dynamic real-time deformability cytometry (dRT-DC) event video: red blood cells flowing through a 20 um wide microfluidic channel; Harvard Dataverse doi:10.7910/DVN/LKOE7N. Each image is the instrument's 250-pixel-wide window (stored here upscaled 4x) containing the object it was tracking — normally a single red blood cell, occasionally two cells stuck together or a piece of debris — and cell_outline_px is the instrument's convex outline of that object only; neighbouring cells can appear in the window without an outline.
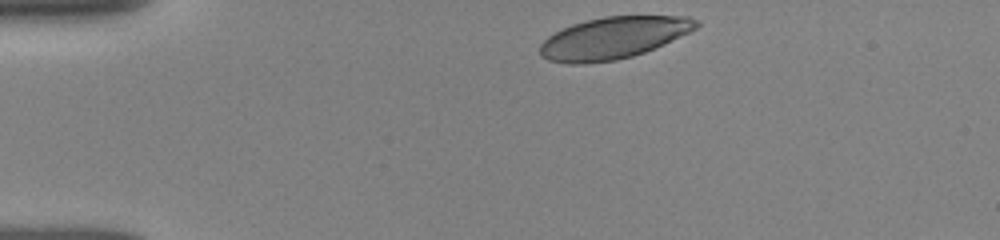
{"species": "human", "species_latin": "Homo sapiens", "temperature_condition": "room temperature", "stored_images_in_passage": 24, "camera_frame_rate_fps": 3000, "um_per_image_px": 0.085, "donor": {"sex": "female"}, "frame": {"image": 1, "passage_image": 1, "time_ms": 0.0, "image_size_px": [1000, 240], "cell_outline_px": [[700, 24], [696, 28], [664, 44], [644, 52], [632, 56], [616, 60], [584, 64], [568, 64], [548, 60], [540, 56], [540, 44], [548, 36], [572, 24], [604, 16], [688, 16], [700, 20]], "centroid_in_image_um": [52.13, 3.22], "position_along_channel_um": 32.9, "area_um2": 38.03}}
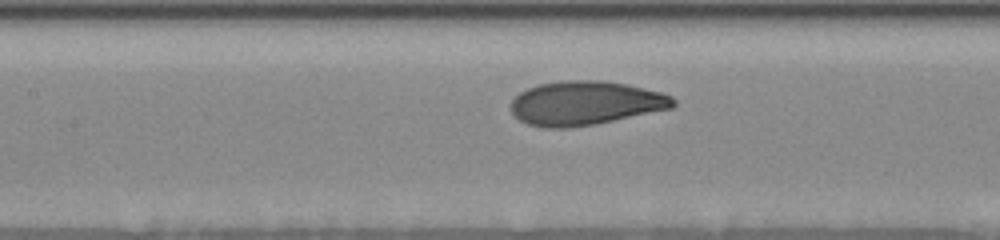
{"frame": {"image": 2, "passage_image": 14, "time_ms": 4.667, "image_size_px": [1000, 240], "cell_outline_px": [[676, 104], [672, 108], [596, 124], [568, 128], [544, 128], [528, 124], [520, 120], [512, 112], [512, 100], [520, 92], [528, 88], [540, 84], [560, 80], [604, 80], [628, 84], [660, 92], [672, 96], [676, 100]], "centroid_in_image_um": [49.77, 8.76], "position_along_channel_um": 157.6, "area_um2": 41.73}}
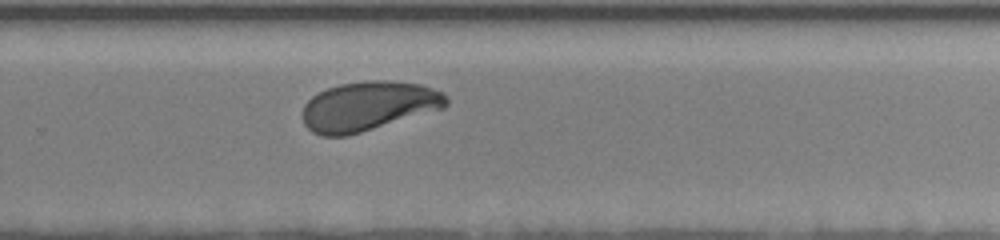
{"frame": {"image": 3, "passage_image": 24, "time_ms": 8.333, "image_size_px": [1000, 240], "cell_outline_px": [[448, 104], [444, 108], [348, 136], [320, 136], [312, 132], [304, 124], [304, 104], [312, 96], [328, 88], [340, 84], [364, 80], [388, 80], [420, 84], [444, 92], [448, 96]], "centroid_in_image_um": [31.33, 9.02], "position_along_channel_um": 298.5, "area_um2": 41.44}}